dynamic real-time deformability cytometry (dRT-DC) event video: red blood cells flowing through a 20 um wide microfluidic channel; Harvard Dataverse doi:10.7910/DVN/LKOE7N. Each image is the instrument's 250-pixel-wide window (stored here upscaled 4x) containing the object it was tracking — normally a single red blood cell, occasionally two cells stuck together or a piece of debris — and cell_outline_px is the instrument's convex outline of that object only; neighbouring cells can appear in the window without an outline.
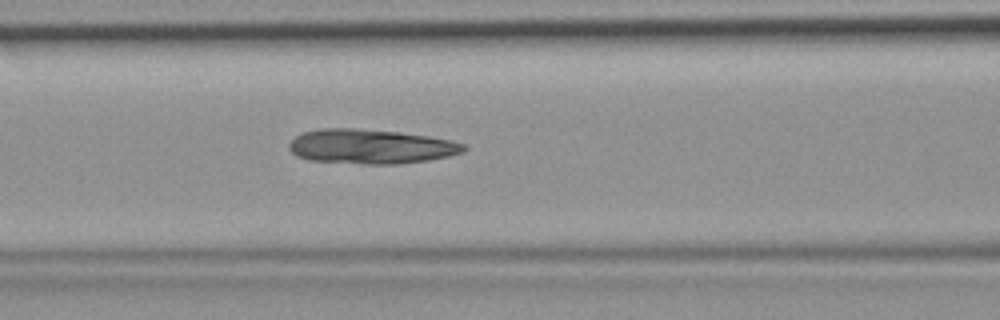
{"species": "common noctule bat (a hibernating species)", "species_latin": "Nyctalus noctula", "temperature_condition": "room temperature", "stored_images_in_passage": 34, "camera_frame_rate_fps": 3000, "um_per_image_px": 0.085, "animal": {"sex": "female", "body_mass_g": 19.9}, "frame": {"image": 1, "passage_image": 15, "time_ms": 4.667, "image_size_px": [1000, 320], "cell_outline_px": [[468, 148], [464, 152], [448, 156], [428, 160], [396, 164], [368, 164], [308, 160], [296, 156], [288, 148], [288, 144], [296, 136], [304, 132], [320, 128], [356, 128], [400, 132], [428, 136], [452, 140], [468, 144]], "centroid_in_image_um": [31.54, 12.45], "position_along_channel_um": 135.1, "area_um2": 35.37}}